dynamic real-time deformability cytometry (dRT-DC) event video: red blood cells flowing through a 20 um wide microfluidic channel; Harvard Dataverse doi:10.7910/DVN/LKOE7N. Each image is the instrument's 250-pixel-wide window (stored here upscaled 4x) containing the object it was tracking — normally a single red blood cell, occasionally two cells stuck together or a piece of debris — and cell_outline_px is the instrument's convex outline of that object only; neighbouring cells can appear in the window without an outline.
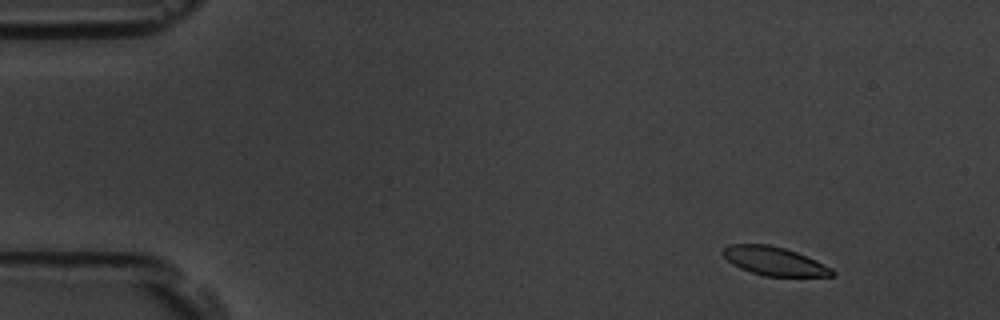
{"species": "common noctule bat (a hibernating species)", "species_latin": "Nyctalus noctula", "temperature_condition": "room temperature", "stored_images_in_passage": 57, "camera_frame_rate_fps": 3000, "um_per_image_px": 0.085, "animal": {"sex": "male", "body_mass_g": 19.5, "forearm_length_mm": 54.6}, "frame": {"image": 1, "passage_image": 6, "time_ms": 1.667, "image_size_px": [1000, 320], "cell_outline_px": [[836, 272], [832, 276], [764, 276], [740, 268], [732, 264], [720, 252], [724, 248], [732, 244], [768, 244], [784, 248], [796, 252], [816, 260], [832, 268]], "centroid_in_image_um": [65.81, 22.19], "position_along_channel_um": 19.2, "area_um2": 18.09}}
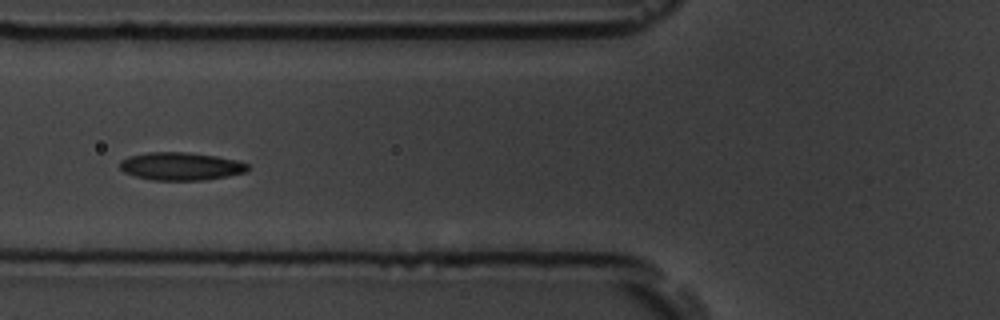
{"frame": {"image": 2, "passage_image": 22, "time_ms": 7.0, "image_size_px": [1000, 320], "cell_outline_px": [[248, 172], [228, 176], [204, 180], [152, 180], [136, 176], [124, 172], [120, 168], [120, 160], [128, 156], [148, 152], [188, 152], [216, 156], [236, 160], [248, 164]], "centroid_in_image_um": [15.37, 14.13], "position_along_channel_um": 110.4, "area_um2": 20.87}}
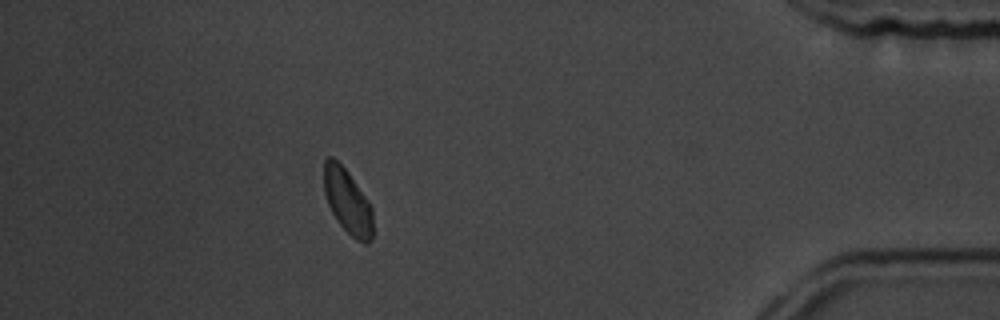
{"frame": {"image": 3, "passage_image": 51, "time_ms": 16.667, "image_size_px": [1000, 320], "cell_outline_px": [[372, 240], [368, 244], [364, 244], [356, 240], [336, 220], [328, 204], [324, 192], [324, 160], [328, 156], [332, 156], [348, 172], [368, 200], [372, 208]], "centroid_in_image_um": [29.54, 17.13], "position_along_channel_um": 405.7, "area_um2": 18.44}, "authors_computed_cell_mechanics": {"area_um2": 19.363, "velocity_mm_per_s": 3.5636, "shape_relaxation_time_tau1_ms": 3.096, "shape_relaxation_time_tau2_ms": 2.6397, "deformation_change_tau1": 0.1117, "deformation_change_tau2": 0.0547}}